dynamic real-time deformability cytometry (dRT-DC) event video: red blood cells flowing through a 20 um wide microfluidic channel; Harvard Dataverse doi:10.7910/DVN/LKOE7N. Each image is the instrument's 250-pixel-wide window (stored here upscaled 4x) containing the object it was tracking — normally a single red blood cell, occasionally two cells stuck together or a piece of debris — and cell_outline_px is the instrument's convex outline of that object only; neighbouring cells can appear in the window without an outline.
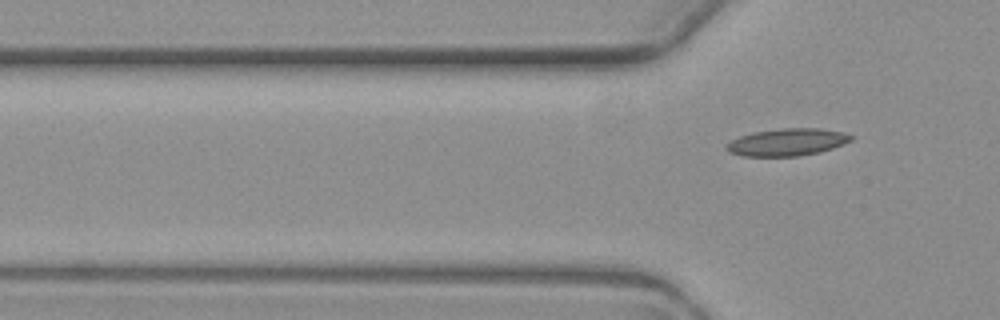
{"species": "common noctule bat (a hibernating species)", "species_latin": "Nyctalus noctula", "temperature_condition": "warm", "stored_images_in_passage": 4, "camera_frame_rate_fps": 3000, "um_per_image_px": 0.085, "animal": {"sex": "female", "body_mass_g": 19.3, "forearm_length_mm": 54.1}, "frame": {"image": 1, "passage_image": 4, "time_ms": 4.333, "image_size_px": [1000, 320], "cell_outline_px": [[852, 140], [844, 144], [820, 152], [796, 156], [744, 156], [728, 152], [724, 148], [732, 140], [740, 136], [752, 132], [784, 128], [820, 128], [840, 132], [852, 136]], "centroid_in_image_um": [66.89, 12.08], "position_along_channel_um": 58.9, "area_um2": 19.65}}